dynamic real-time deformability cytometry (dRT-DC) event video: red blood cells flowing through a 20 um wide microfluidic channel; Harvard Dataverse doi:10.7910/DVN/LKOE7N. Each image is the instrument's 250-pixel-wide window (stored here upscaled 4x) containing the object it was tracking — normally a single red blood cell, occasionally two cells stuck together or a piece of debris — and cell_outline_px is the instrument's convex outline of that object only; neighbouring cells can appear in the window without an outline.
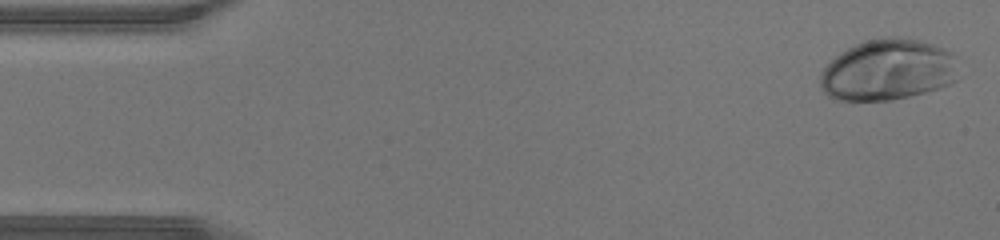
{"species": "human", "species_latin": "Homo sapiens", "temperature_condition": "warm", "stored_images_in_passage": 45, "camera_frame_rate_fps": 3000, "um_per_image_px": 0.085, "donor": {"sex": "male"}, "frame": {"image": 1, "passage_image": 2, "time_ms": 0.333, "image_size_px": [1000, 240], "cell_outline_px": [[956, 80], [940, 88], [892, 100], [840, 100], [828, 96], [820, 88], [820, 72], [840, 52], [856, 44], [868, 40], [888, 36], [892, 36], [920, 40], [944, 48], [952, 52]], "centroid_in_image_um": [75.43, 5.94], "position_along_channel_um": 9.6, "area_um2": 48.9}}
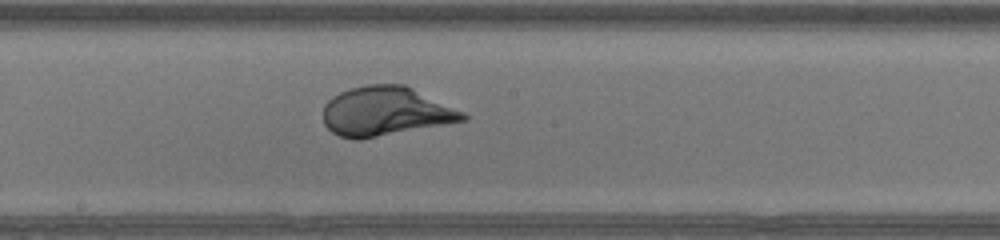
{"frame": {"image": 2, "passage_image": 24, "time_ms": 7.667, "image_size_px": [1000, 240], "cell_outline_px": [[468, 120], [360, 140], [356, 140], [340, 136], [332, 132], [324, 124], [324, 104], [332, 96], [340, 92], [352, 88], [368, 84], [404, 84], [464, 112], [468, 116]], "centroid_in_image_um": [32.77, 9.48], "position_along_channel_um": 215.4, "area_um2": 40.0}}
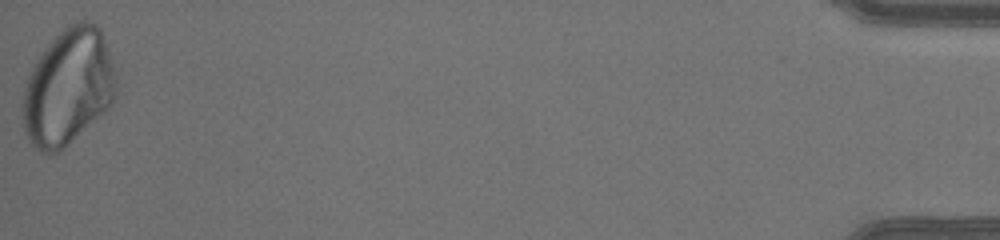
{"frame": {"image": 3, "passage_image": 45, "time_ms": 14.667, "image_size_px": [1000, 240], "cell_outline_px": [[116, 96], [112, 104], [108, 108], [64, 148], [48, 156], [32, 148], [24, 132], [20, 108], [24, 88], [28, 76], [32, 68], [44, 48], [68, 24], [80, 20], [88, 20], [96, 24], [100, 28], [104, 36], [116, 76]], "centroid_in_image_um": [5.76, 7.43], "position_along_channel_um": 429.4, "area_um2": 63.93}}